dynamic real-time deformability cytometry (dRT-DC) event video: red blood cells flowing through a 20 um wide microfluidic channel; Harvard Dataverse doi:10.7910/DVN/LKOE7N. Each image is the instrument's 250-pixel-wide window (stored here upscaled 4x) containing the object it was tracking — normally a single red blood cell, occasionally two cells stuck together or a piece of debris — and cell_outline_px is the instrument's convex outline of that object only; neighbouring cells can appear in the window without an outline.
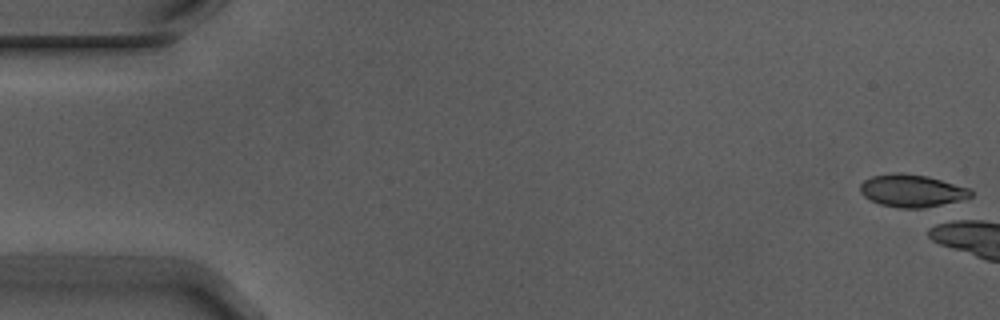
{"species": "Egyptian fruit bat (a non-hibernating species)", "species_latin": "Rousettus aegyptiacus", "temperature_condition": "warm", "stored_images_in_passage": 1, "camera_frame_rate_fps": 3000, "um_per_image_px": 0.085, "animal": {"sex": "male"}, "frame": {"image": 1, "passage_image": 1, "time_ms": 0.0, "image_size_px": [1000, 320], "cell_outline_px": [[972, 196], [952, 204], [924, 208], [896, 208], [880, 204], [864, 196], [860, 192], [860, 184], [864, 180], [872, 176], [892, 172], [900, 172], [928, 176], [968, 188], [972, 192]], "centroid_in_image_um": [77.52, 16.22], "position_along_channel_um": 7.5, "area_um2": 21.27}}